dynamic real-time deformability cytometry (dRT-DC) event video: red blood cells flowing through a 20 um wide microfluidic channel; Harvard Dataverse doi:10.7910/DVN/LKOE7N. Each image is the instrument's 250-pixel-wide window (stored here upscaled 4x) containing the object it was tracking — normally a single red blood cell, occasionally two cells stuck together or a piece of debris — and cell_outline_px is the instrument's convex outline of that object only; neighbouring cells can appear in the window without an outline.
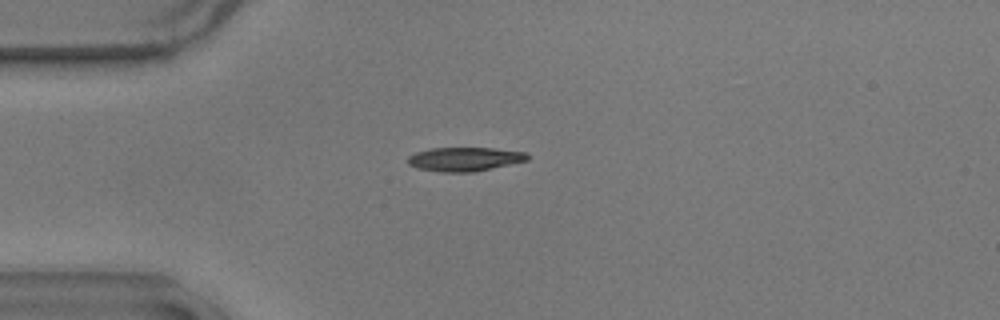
{"species": "common noctule bat (a hibernating species)", "species_latin": "Nyctalus noctula", "temperature_condition": "warm", "stored_images_in_passage": 36, "camera_frame_rate_fps": 3000, "um_per_image_px": 0.085, "animal": {"sex": "male", "body_mass_g": 17.9}, "frame": {"image": 1, "passage_image": 6, "time_ms": 1.667, "image_size_px": [1000, 320], "cell_outline_px": [[528, 160], [472, 172], [440, 172], [416, 168], [408, 164], [408, 156], [416, 152], [432, 148], [492, 148], [524, 152], [528, 156]], "centroid_in_image_um": [39.44, 13.53], "position_along_channel_um": 45.6, "area_um2": 16.47}}
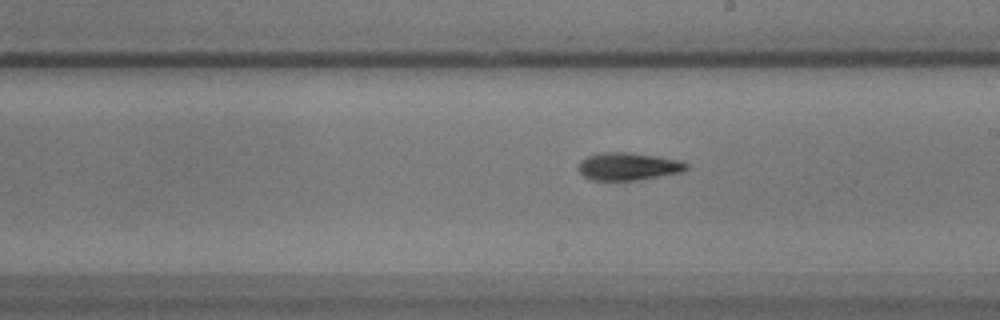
{"frame": {"image": 2, "passage_image": 23, "time_ms": 7.333, "image_size_px": [1000, 320], "cell_outline_px": [[688, 168], [684, 172], [636, 180], [592, 180], [584, 176], [576, 168], [580, 160], [588, 156], [600, 152], [628, 152], [656, 156], [680, 160], [688, 164]], "centroid_in_image_um": [53.39, 14.14], "position_along_channel_um": 235.6, "area_um2": 17.51}}
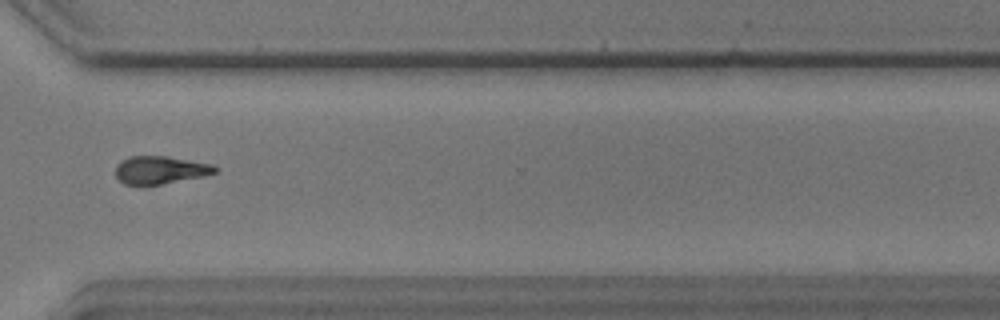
{"frame": {"image": 3, "passage_image": 33, "time_ms": 10.667, "image_size_px": [1000, 320], "cell_outline_px": [[220, 168], [216, 172], [204, 176], [160, 184], [124, 184], [116, 176], [116, 164], [120, 160], [128, 156], [168, 156], [212, 164]], "centroid_in_image_um": [13.63, 14.43], "position_along_channel_um": 357.0, "area_um2": 16.13}, "authors_computed_cell_mechanics": {"area_um2": 16.8487, "velocity_mm_per_s": 3.6446, "shape_relaxation_time_tau1_ms": 3.2881, "shape_relaxation_time_tau2_ms": null, "deformation_change_tau1": 0.1227, "deformation_change_tau2": null}}